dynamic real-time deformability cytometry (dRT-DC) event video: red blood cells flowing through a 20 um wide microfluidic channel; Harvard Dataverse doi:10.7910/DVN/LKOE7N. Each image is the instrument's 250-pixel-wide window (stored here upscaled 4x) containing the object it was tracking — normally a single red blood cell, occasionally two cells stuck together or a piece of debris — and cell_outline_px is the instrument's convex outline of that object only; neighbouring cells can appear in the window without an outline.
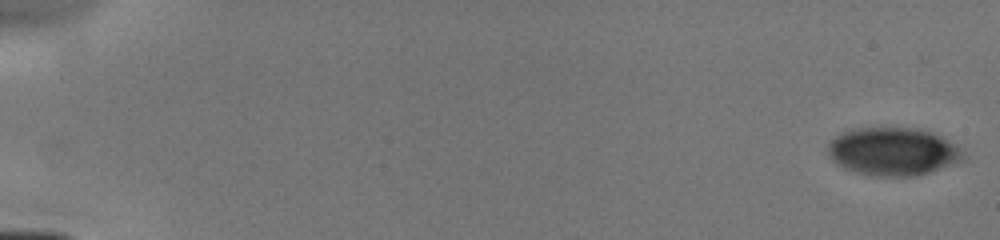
{"species": "human", "species_latin": "Homo sapiens", "temperature_condition": "cold", "stored_images_in_passage": 6, "camera_frame_rate_fps": 3000, "um_per_image_px": 0.085, "donor": {"sex": "male"}, "frame": {"image": 1, "passage_image": 1, "time_ms": 0.0, "image_size_px": [1000, 240], "cell_outline_px": [[964, 160], [916, 176], [872, 176], [856, 172], [844, 168], [836, 164], [832, 160], [828, 152], [828, 144], [840, 132], [852, 128], [920, 128], [932, 132], [940, 136], [964, 152]], "centroid_in_image_um": [75.86, 12.87], "position_along_channel_um": 9.1, "area_um2": 37.74}}
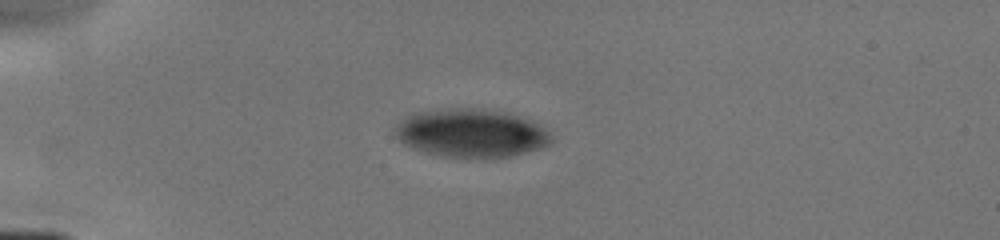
{"frame": {"image": 2, "passage_image": 6, "time_ms": 4.333, "image_size_px": [1000, 240], "cell_outline_px": [[552, 140], [544, 148], [512, 156], [492, 160], [440, 156], [412, 148], [404, 144], [396, 136], [392, 128], [396, 124], [412, 112], [448, 108], [484, 108], [512, 112], [540, 124], [552, 136]], "centroid_in_image_um": [40.07, 11.32], "position_along_channel_um": 44.9, "area_um2": 45.37}}